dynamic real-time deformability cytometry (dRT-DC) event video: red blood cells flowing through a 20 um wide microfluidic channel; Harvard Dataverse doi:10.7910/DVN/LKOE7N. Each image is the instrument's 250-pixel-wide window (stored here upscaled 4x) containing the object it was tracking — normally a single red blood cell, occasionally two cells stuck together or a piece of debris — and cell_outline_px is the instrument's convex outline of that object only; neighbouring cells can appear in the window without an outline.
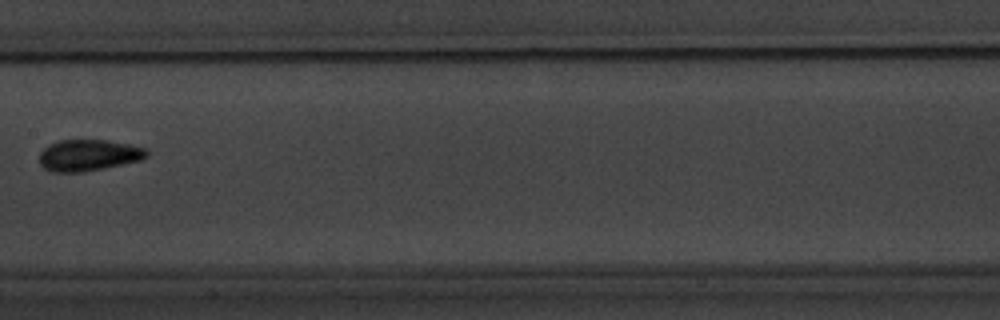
{"species": "common noctule bat (a hibernating species)", "species_latin": "Nyctalus noctula", "temperature_condition": "warm", "stored_images_in_passage": 7, "camera_frame_rate_fps": 3000, "um_per_image_px": 0.085, "animal": {"sex": "male", "body_mass_g": 20.1, "forearm_length_mm": 53.5}, "frame": {"image": 1, "passage_image": 7, "time_ms": 9.0, "image_size_px": [1000, 320], "cell_outline_px": [[148, 156], [140, 160], [104, 168], [84, 172], [52, 172], [44, 168], [40, 164], [40, 152], [48, 144], [56, 140], [108, 140], [148, 148]], "centroid_in_image_um": [7.52, 13.19], "position_along_channel_um": 199.9, "area_um2": 19.77}}